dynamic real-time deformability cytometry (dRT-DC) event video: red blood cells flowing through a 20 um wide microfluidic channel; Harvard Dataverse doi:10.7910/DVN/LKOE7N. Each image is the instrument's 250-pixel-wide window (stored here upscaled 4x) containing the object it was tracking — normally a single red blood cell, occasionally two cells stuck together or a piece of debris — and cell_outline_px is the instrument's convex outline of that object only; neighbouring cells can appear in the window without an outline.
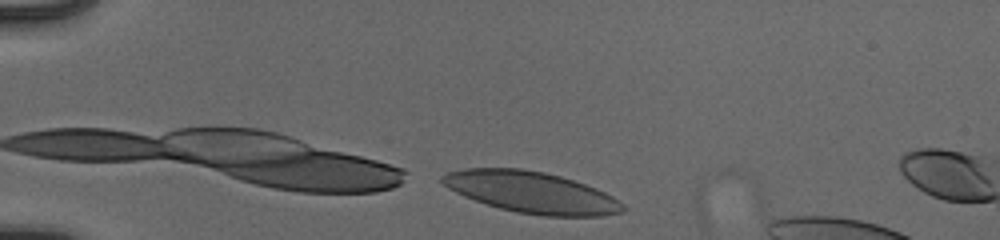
{"species": "human", "species_latin": "Homo sapiens", "temperature_condition": "cold", "stored_images_in_passage": 2, "camera_frame_rate_fps": 3000, "um_per_image_px": 0.085, "donor": {"sex": "male"}, "frame": {"image": 1, "passage_image": 2, "time_ms": 0.333, "image_size_px": [1000, 240], "cell_outline_px": [[628, 208], [624, 212], [600, 216], [544, 216], [516, 212], [500, 208], [464, 196], [448, 188], [440, 180], [440, 176], [448, 172], [464, 168], [520, 168], [544, 172], [560, 176], [596, 188], [612, 196], [624, 204]], "centroid_in_image_um": [45.19, 16.34], "position_along_channel_um": 39.8, "area_um2": 43.41}}